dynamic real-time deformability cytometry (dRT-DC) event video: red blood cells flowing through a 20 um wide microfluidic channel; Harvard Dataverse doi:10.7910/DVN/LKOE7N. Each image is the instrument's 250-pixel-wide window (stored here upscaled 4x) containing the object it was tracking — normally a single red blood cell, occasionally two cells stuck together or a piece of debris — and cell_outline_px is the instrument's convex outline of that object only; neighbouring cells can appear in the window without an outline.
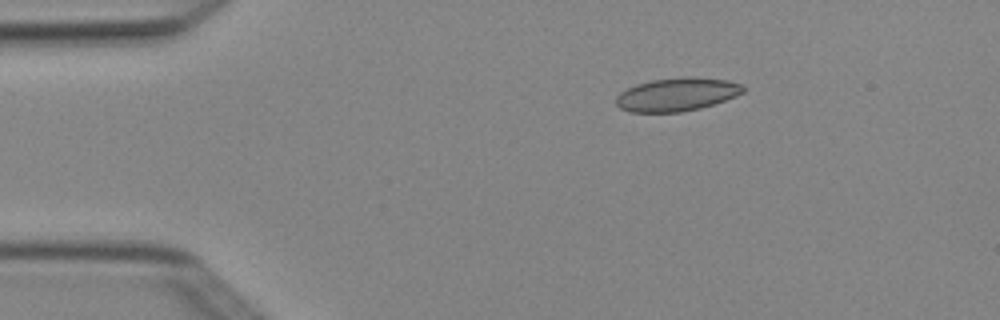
{"species": "Egyptian fruit bat (a non-hibernating species)", "species_latin": "Rousettus aegyptiacus", "temperature_condition": "cold", "stored_images_in_passage": 5, "camera_frame_rate_fps": 3000, "um_per_image_px": 0.085, "animal": {"sex": "female"}, "frame": {"image": 1, "passage_image": 3, "time_ms": 0.667, "image_size_px": [1000, 320], "cell_outline_px": [[744, 92], [736, 96], [700, 108], [680, 112], [632, 112], [620, 108], [616, 104], [616, 96], [620, 92], [636, 84], [652, 80], [684, 76], [688, 76], [728, 80], [744, 84]], "centroid_in_image_um": [57.54, 8.01], "position_along_channel_um": 27.5, "area_um2": 24.68}}
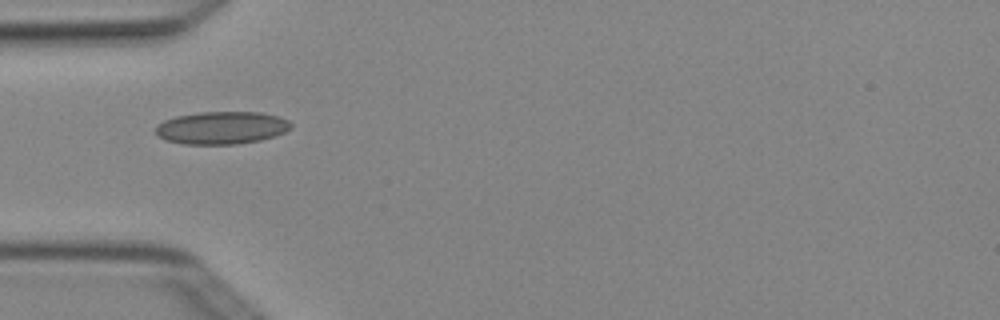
{"frame": {"image": 2, "passage_image": 5, "time_ms": 1.333, "image_size_px": [1000, 320], "cell_outline_px": [[292, 128], [276, 136], [260, 140], [236, 144], [184, 144], [164, 140], [156, 136], [156, 124], [164, 120], [176, 116], [200, 112], [260, 112], [280, 116], [288, 120], [292, 124]], "centroid_in_image_um": [18.84, 10.86], "position_along_channel_um": 66.2, "area_um2": 26.01}}